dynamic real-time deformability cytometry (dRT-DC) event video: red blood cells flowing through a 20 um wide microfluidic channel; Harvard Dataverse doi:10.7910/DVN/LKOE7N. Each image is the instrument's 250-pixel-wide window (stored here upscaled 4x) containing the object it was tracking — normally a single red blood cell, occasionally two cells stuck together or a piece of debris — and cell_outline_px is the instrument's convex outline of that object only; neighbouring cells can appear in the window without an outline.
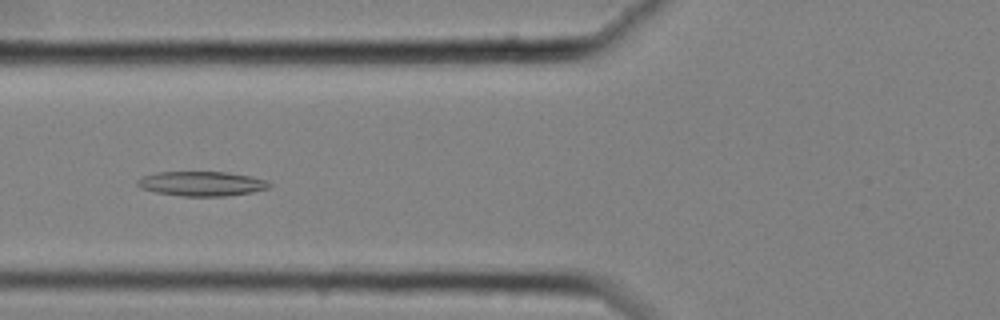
{"species": "common noctule bat (a hibernating species)", "species_latin": "Nyctalus noctula", "temperature_condition": "cold", "stored_images_in_passage": 59, "camera_frame_rate_fps": 3000, "um_per_image_px": 0.085, "animal": {"sex": "female", "body_mass_g": 25.1}, "frame": {"image": 1, "passage_image": 23, "time_ms": 7.333, "image_size_px": [1000, 320], "cell_outline_px": [[272, 184], [268, 188], [252, 192], [224, 196], [180, 196], [156, 192], [140, 188], [136, 184], [136, 180], [144, 176], [156, 172], [228, 172], [252, 176], [264, 180]], "centroid_in_image_um": [17.12, 15.61], "position_along_channel_um": 108.7, "area_um2": 18.9}}
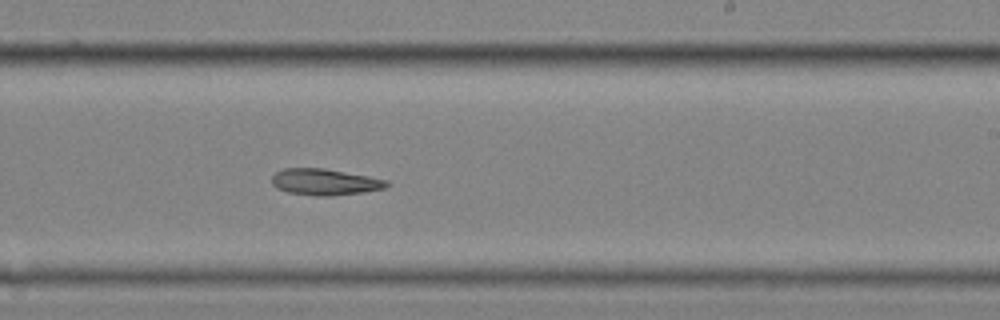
{"frame": {"image": 2, "passage_image": 36, "time_ms": 11.667, "image_size_px": [1000, 320], "cell_outline_px": [[392, 184], [384, 188], [364, 192], [328, 196], [316, 196], [288, 192], [276, 188], [272, 184], [272, 176], [276, 172], [284, 168], [324, 168], [368, 176], [388, 180]], "centroid_in_image_um": [27.62, 15.46], "position_along_channel_um": 261.4, "area_um2": 17.69}}
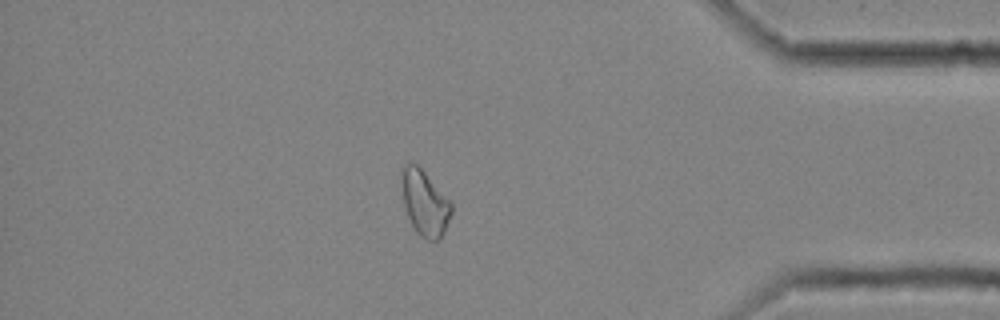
{"frame": {"image": 3, "passage_image": 50, "time_ms": 16.333, "image_size_px": [1000, 320], "cell_outline_px": [[452, 212], [444, 232], [440, 240], [428, 240], [420, 236], [416, 232], [404, 208], [400, 176], [400, 172], [404, 164], [416, 164], [452, 200]], "centroid_in_image_um": [36.11, 17.25], "position_along_channel_um": 399.1, "area_um2": 19.19}}